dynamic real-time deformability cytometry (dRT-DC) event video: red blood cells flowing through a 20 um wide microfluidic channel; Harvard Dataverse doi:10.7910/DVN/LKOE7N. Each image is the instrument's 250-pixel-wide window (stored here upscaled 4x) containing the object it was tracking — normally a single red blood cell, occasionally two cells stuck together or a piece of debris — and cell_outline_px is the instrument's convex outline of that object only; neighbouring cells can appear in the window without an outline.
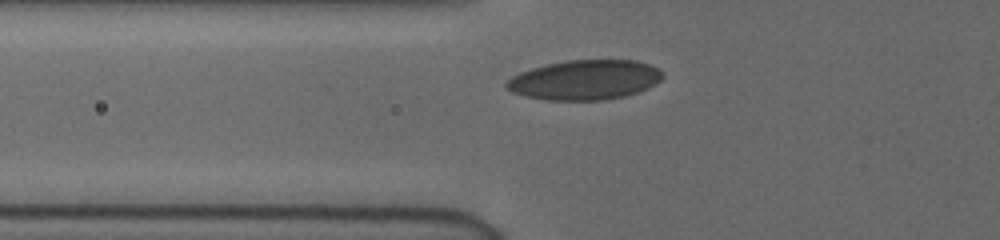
{"species": "human", "species_latin": "Homo sapiens", "temperature_condition": "cold", "stored_images_in_passage": 30, "camera_frame_rate_fps": 3000, "um_per_image_px": 0.085, "donor": {"sex": "female"}, "frame": {"image": 1, "passage_image": 2, "time_ms": 0.333, "image_size_px": [1000, 240], "cell_outline_px": [[664, 76], [660, 80], [648, 88], [624, 96], [600, 100], [544, 100], [524, 96], [512, 92], [504, 84], [512, 76], [520, 72], [532, 68], [564, 60], [636, 60], [648, 64], [656, 68]], "centroid_in_image_um": [49.67, 6.79], "position_along_channel_um": 76.1, "area_um2": 36.01}}
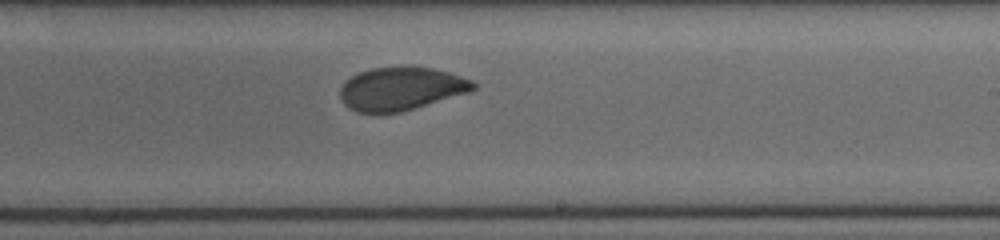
{"frame": {"image": 2, "passage_image": 16, "time_ms": 5.0, "image_size_px": [1000, 240], "cell_outline_px": [[476, 88], [468, 92], [400, 112], [356, 112], [348, 108], [344, 104], [340, 96], [340, 88], [344, 80], [360, 72], [372, 68], [432, 68], [448, 72], [472, 80], [476, 84]], "centroid_in_image_um": [34.05, 7.55], "position_along_channel_um": 254.9, "area_um2": 32.83}}
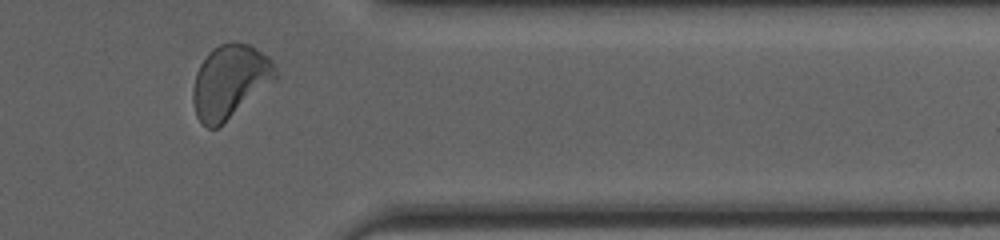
{"frame": {"image": 3, "passage_image": 27, "time_ms": 8.667, "image_size_px": [1000, 240], "cell_outline_px": [[276, 80], [216, 128], [208, 128], [196, 116], [192, 100], [192, 88], [196, 72], [200, 64], [208, 52], [212, 48], [220, 44], [236, 40], [248, 44], [256, 48], [268, 56], [272, 60], [276, 68]], "centroid_in_image_um": [19.53, 6.88], "position_along_channel_um": 391.9, "area_um2": 35.26}, "authors_computed_cell_mechanics": {"area_um2": 34.5933, "velocity_mm_per_s": 3.8845, "shape_relaxation_time_tau1_ms": 3.9674, "shape_relaxation_time_tau2_ms": 0.6562, "deformation_change_tau1": 0.1193, "deformation_change_tau2": 0.0572}}